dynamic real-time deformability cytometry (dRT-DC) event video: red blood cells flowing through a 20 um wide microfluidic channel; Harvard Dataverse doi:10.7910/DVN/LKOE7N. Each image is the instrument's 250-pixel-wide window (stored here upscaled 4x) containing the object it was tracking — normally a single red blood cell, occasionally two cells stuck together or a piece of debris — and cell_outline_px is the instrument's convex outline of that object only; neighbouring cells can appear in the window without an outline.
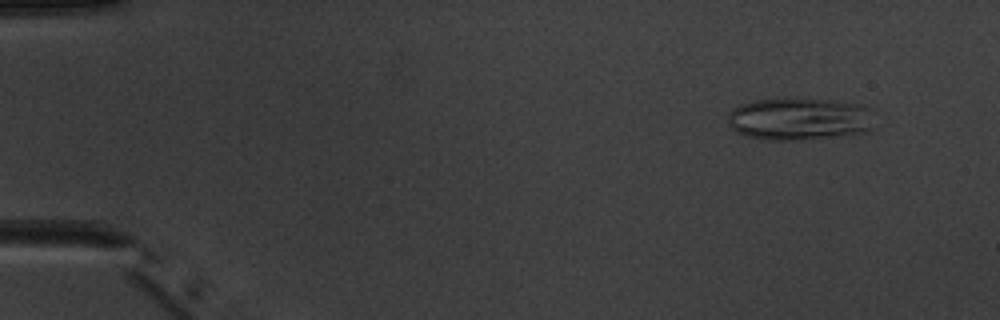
{"species": "common noctule bat (a hibernating species)", "species_latin": "Nyctalus noctula", "temperature_condition": "warm", "stored_images_in_passage": 6, "camera_frame_rate_fps": 3000, "um_per_image_px": 0.085, "animal": {"sex": "male", "body_mass_g": 20.1, "forearm_length_mm": 53.5}, "frame": {"image": 1, "passage_image": 2, "time_ms": 1.0, "image_size_px": [1000, 320], "cell_outline_px": [[872, 128], [868, 132], [792, 140], [764, 140], [748, 136], [736, 132], [728, 124], [728, 112], [740, 104], [756, 100], [776, 96], [796, 96], [828, 100], [856, 104], [864, 108]], "centroid_in_image_um": [67.79, 10.07], "position_along_channel_um": 17.2, "area_um2": 36.3}}